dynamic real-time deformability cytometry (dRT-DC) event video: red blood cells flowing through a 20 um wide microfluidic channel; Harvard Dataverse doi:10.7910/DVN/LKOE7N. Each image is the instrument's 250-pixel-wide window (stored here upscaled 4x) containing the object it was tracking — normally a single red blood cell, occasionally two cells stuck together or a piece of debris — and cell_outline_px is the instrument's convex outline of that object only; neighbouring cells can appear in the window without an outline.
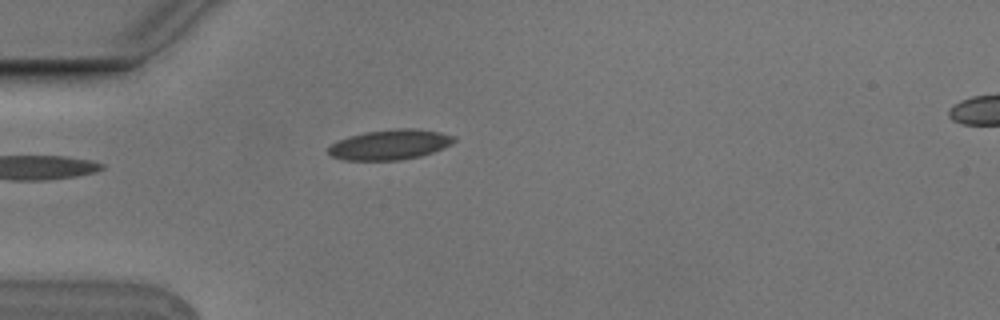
{"species": "Egyptian fruit bat (a non-hibernating species)", "species_latin": "Rousettus aegyptiacus", "temperature_condition": "cold", "stored_images_in_passage": 5, "camera_frame_rate_fps": 3000, "um_per_image_px": 0.085, "animal": {"sex": "male"}, "frame": {"image": 1, "passage_image": 5, "time_ms": 1.333, "image_size_px": [1000, 320], "cell_outline_px": [[456, 140], [452, 144], [444, 148], [420, 156], [400, 160], [344, 160], [332, 156], [328, 152], [328, 148], [336, 140], [364, 132], [396, 128], [416, 128], [440, 132], [456, 136]], "centroid_in_image_um": [33.17, 12.28], "position_along_channel_um": 51.8, "area_um2": 22.2}}